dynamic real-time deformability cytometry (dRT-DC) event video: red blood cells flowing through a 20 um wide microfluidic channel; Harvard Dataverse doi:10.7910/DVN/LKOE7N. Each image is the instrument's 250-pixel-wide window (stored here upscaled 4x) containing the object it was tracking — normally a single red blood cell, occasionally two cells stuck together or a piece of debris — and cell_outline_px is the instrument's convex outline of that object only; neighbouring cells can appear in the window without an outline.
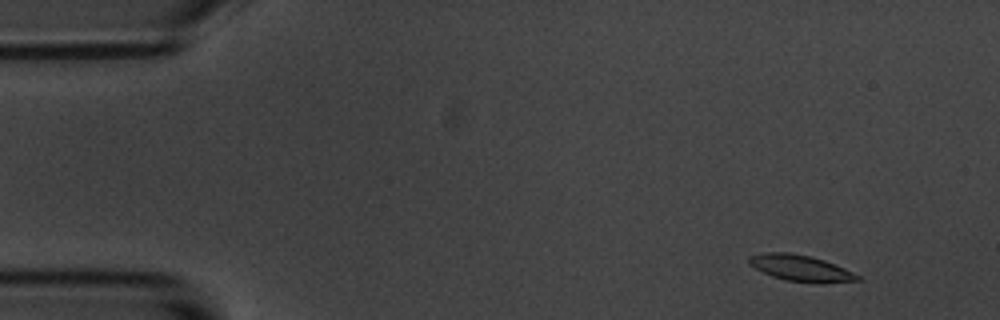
{"species": "common noctule bat (a hibernating species)", "species_latin": "Nyctalus noctula", "temperature_condition": "room temperature", "stored_images_in_passage": 15, "camera_frame_rate_fps": 3000, "um_per_image_px": 0.085, "animal": {"sex": "male", "body_mass_g": 20.1, "forearm_length_mm": 53.5}, "frame": {"image": 1, "passage_image": 2, "time_ms": 1.0, "image_size_px": [1000, 320], "cell_outline_px": [[864, 280], [784, 280], [772, 276], [748, 264], [748, 256], [768, 252], [788, 252], [812, 256], [824, 260], [844, 268], [860, 276]], "centroid_in_image_um": [67.95, 22.72], "position_along_channel_um": 17.0, "area_um2": 15.61}}
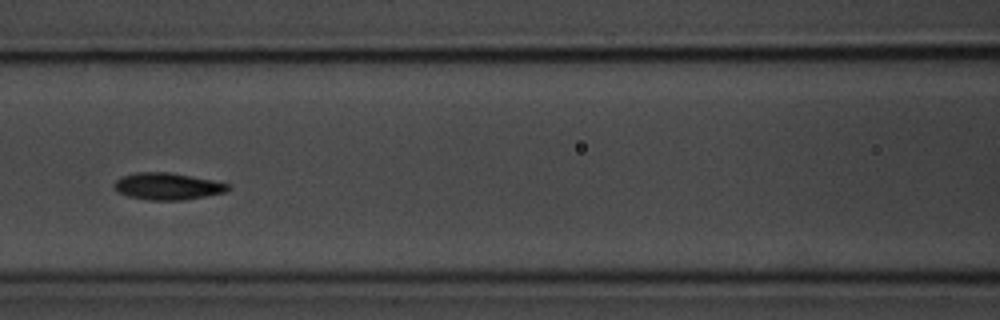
{"frame": {"image": 2, "passage_image": 7, "time_ms": 7.667, "image_size_px": [1000, 320], "cell_outline_px": [[232, 188], [228, 192], [184, 200], [148, 200], [128, 196], [116, 192], [112, 188], [112, 184], [116, 180], [124, 176], [136, 172], [168, 172], [192, 176], [232, 184]], "centroid_in_image_um": [14.26, 15.84], "position_along_channel_um": 152.3, "area_um2": 18.15}}
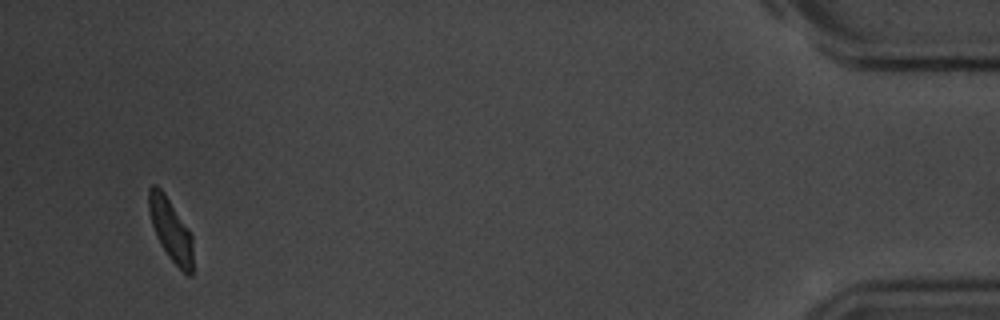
{"frame": {"image": 3, "passage_image": 15, "time_ms": 17.667, "image_size_px": [1000, 320], "cell_outline_px": [[192, 276], [188, 276], [168, 256], [160, 244], [156, 236], [152, 224], [148, 208], [148, 188], [152, 184], [156, 184], [164, 192], [192, 236]], "centroid_in_image_um": [14.48, 19.5], "position_along_channel_um": 420.7, "area_um2": 15.84}, "authors_computed_cell_mechanics": {"area_um2": 16.8198, "velocity_mm_per_s": 3.4708, "shape_relaxation_time_tau1_ms": 1.6721, "shape_relaxation_time_tau2_ms": 2.3158, "deformation_change_tau1": 0.0867, "deformation_change_tau2": 0.0425}}